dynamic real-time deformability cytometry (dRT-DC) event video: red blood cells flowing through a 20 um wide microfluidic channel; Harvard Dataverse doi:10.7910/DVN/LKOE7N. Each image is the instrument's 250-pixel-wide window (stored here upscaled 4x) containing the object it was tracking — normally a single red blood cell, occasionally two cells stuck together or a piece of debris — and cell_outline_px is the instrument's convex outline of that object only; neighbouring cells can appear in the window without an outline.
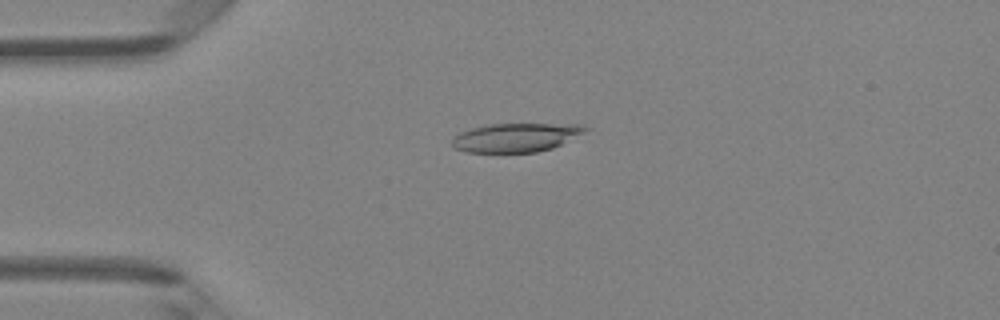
{"species": "Egyptian fruit bat (a non-hibernating species)", "species_latin": "Rousettus aegyptiacus", "temperature_condition": "room temperature", "stored_images_in_passage": 6, "camera_frame_rate_fps": 3000, "um_per_image_px": 0.085, "animal": {"sex": "female"}, "frame": {"image": 1, "passage_image": 3, "time_ms": 0.667, "image_size_px": [1000, 320], "cell_outline_px": [[592, 128], [552, 148], [536, 152], [464, 152], [456, 148], [452, 144], [452, 140], [460, 132], [472, 128], [488, 124], [584, 124]], "centroid_in_image_um": [43.87, 11.68], "position_along_channel_um": 41.1, "area_um2": 22.2}}
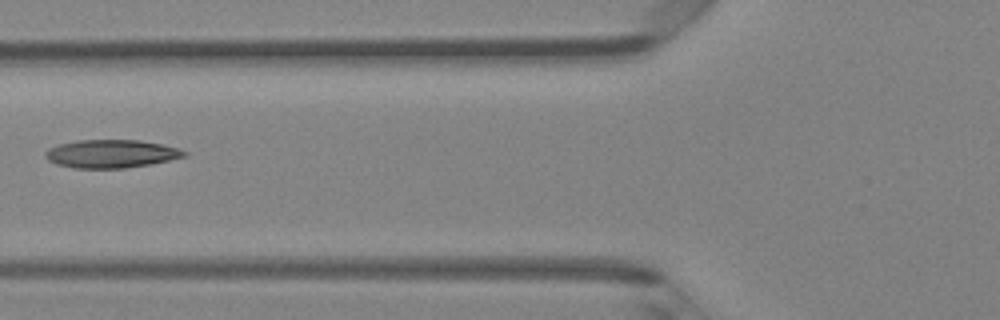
{"frame": {"image": 2, "passage_image": 5, "time_ms": 1.333, "image_size_px": [1000, 320], "cell_outline_px": [[188, 156], [152, 164], [124, 168], [72, 168], [56, 164], [48, 160], [44, 156], [44, 152], [48, 148], [60, 144], [80, 140], [140, 140], [160, 144], [176, 148], [188, 152]], "centroid_in_image_um": [9.44, 13.08], "position_along_channel_um": 116.4, "area_um2": 22.83}}
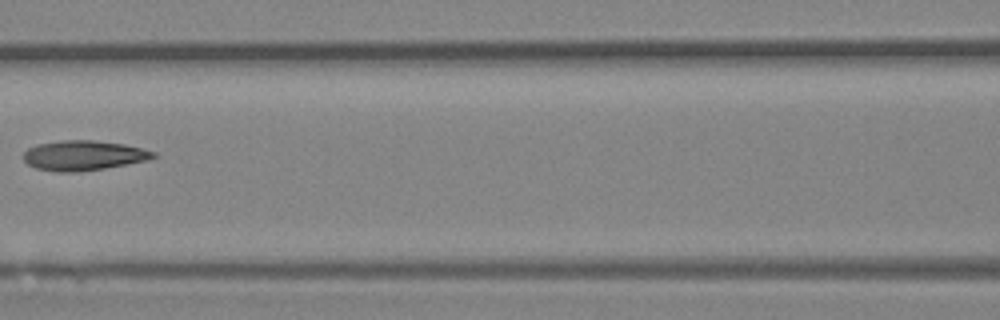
{"frame": {"image": 3, "passage_image": 6, "time_ms": 1.667, "image_size_px": [1000, 320], "cell_outline_px": [[160, 156], [148, 160], [104, 168], [76, 172], [56, 172], [36, 168], [28, 164], [24, 160], [24, 152], [28, 148], [36, 144], [60, 140], [92, 140], [124, 144], [156, 152]], "centroid_in_image_um": [7.1, 13.21], "position_along_channel_um": 159.5, "area_um2": 22.66}}